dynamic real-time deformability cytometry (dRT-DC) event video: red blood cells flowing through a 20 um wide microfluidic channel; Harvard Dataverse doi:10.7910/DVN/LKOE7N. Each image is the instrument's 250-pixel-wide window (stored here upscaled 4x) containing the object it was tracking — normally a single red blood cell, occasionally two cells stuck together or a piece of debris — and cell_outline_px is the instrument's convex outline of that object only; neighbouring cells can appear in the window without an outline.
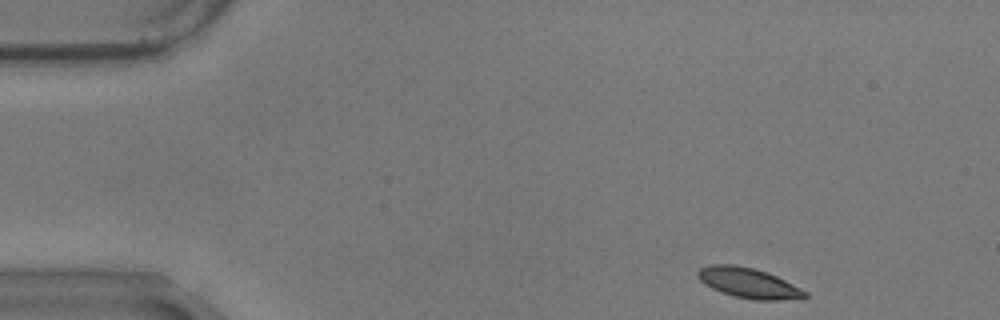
{"species": "common noctule bat (a hibernating species)", "species_latin": "Nyctalus noctula", "temperature_condition": "warm", "stored_images_in_passage": 8, "camera_frame_rate_fps": 3000, "um_per_image_px": 0.085, "animal": {"sex": "male", "body_mass_g": 17.9}, "frame": {"image": 1, "passage_image": 1, "time_ms": 0.0, "image_size_px": [1000, 320], "cell_outline_px": [[808, 296], [780, 300], [756, 300], [732, 296], [720, 292], [704, 284], [696, 276], [696, 272], [700, 268], [712, 264], [736, 264], [768, 272], [808, 292]], "centroid_in_image_um": [63.57, 24.04], "position_along_channel_um": 21.4, "area_um2": 18.84}}